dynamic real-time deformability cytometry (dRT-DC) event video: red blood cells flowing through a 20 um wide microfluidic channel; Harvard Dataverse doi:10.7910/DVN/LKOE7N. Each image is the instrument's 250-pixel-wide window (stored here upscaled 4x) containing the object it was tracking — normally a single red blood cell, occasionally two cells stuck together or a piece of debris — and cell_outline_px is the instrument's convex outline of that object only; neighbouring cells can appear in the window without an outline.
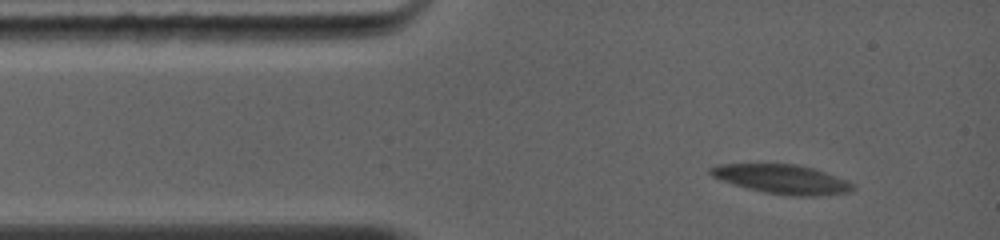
{"species": "common noctule bat (a hibernating species)", "species_latin": "Nyctalus noctula", "temperature_condition": "warm", "stored_images_in_passage": 9, "camera_frame_rate_fps": 5000, "um_per_image_px": 0.085, "animal": {"sex": "female", "body_mass_g": 19.0, "forearm_length_mm": 56.7}, "frame": {"image": 1, "passage_image": 2, "time_ms": 0.6, "image_size_px": [1000, 240], "cell_outline_px": [[848, 188], [836, 192], [772, 192], [752, 188], [716, 176], [712, 172], [712, 168], [732, 164], [788, 164], [804, 168], [816, 172], [848, 184]], "centroid_in_image_um": [66.21, 15.14], "position_along_channel_um": 18.8, "area_um2": 19.65}}
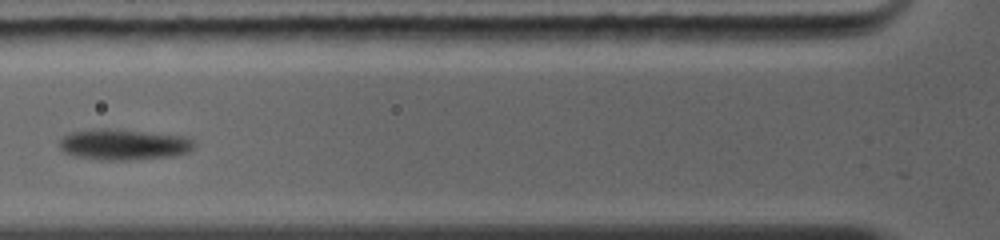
{"frame": {"image": 2, "passage_image": 7, "time_ms": 4.0, "image_size_px": [1000, 240], "cell_outline_px": [[192, 148], [184, 152], [168, 156], [84, 156], [68, 152], [60, 144], [60, 140], [64, 136], [76, 132], [132, 132], [180, 136], [188, 140], [192, 144]], "centroid_in_image_um": [10.55, 12.26], "position_along_channel_um": 115.2, "area_um2": 19.94}}
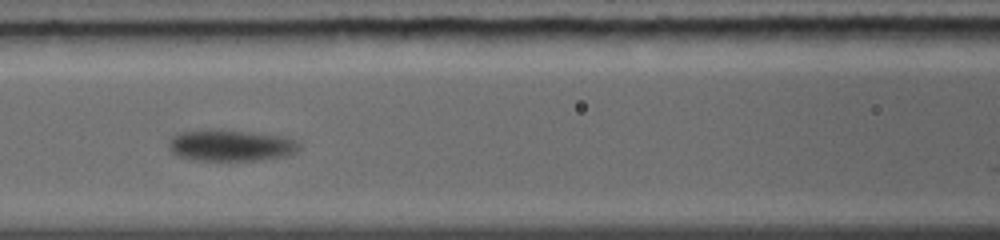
{"frame": {"image": 3, "passage_image": 8, "time_ms": 4.8, "image_size_px": [1000, 240], "cell_outline_px": [[292, 152], [252, 160], [204, 160], [184, 156], [176, 152], [172, 148], [172, 140], [176, 136], [188, 132], [208, 128], [272, 136], [288, 140], [292, 144]], "centroid_in_image_um": [19.45, 12.35], "position_along_channel_um": 147.2, "area_um2": 21.15}}